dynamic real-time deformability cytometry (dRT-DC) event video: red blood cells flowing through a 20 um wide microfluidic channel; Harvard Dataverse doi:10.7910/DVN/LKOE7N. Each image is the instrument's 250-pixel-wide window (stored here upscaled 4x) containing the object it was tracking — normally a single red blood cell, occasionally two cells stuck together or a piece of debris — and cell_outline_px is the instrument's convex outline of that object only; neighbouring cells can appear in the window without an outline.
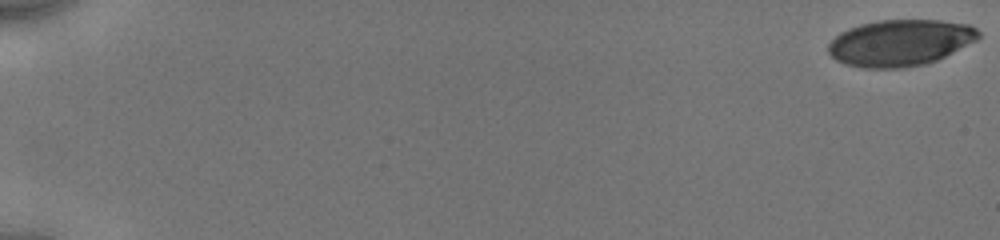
{"species": "human", "species_latin": "Homo sapiens", "temperature_condition": "cold", "stored_images_in_passage": 39, "camera_frame_rate_fps": 3000, "um_per_image_px": 0.085, "donor": {"sex": "male"}, "frame": {"image": 1, "passage_image": 1, "time_ms": 0.0, "image_size_px": [1000, 240], "cell_outline_px": [[980, 36], [976, 40], [928, 64], [900, 68], [860, 68], [844, 64], [836, 60], [828, 52], [828, 44], [840, 32], [848, 28], [860, 24], [880, 20], [940, 20], [968, 24], [976, 28], [980, 32]], "centroid_in_image_um": [76.49, 3.64], "position_along_channel_um": 8.5, "area_um2": 40.63}}
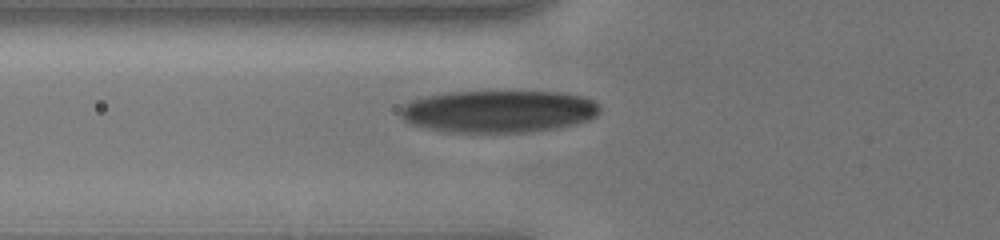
{"frame": {"image": 2, "passage_image": 29, "time_ms": 7.0, "image_size_px": [1000, 240], "cell_outline_px": [[600, 112], [596, 116], [588, 120], [576, 124], [560, 128], [528, 132], [448, 132], [428, 128], [412, 124], [404, 120], [400, 116], [400, 108], [404, 104], [412, 100], [428, 96], [448, 92], [496, 88], [560, 92], [584, 96], [600, 104]], "centroid_in_image_um": [42.43, 9.41], "position_along_channel_um": 83.4, "area_um2": 50.86}}
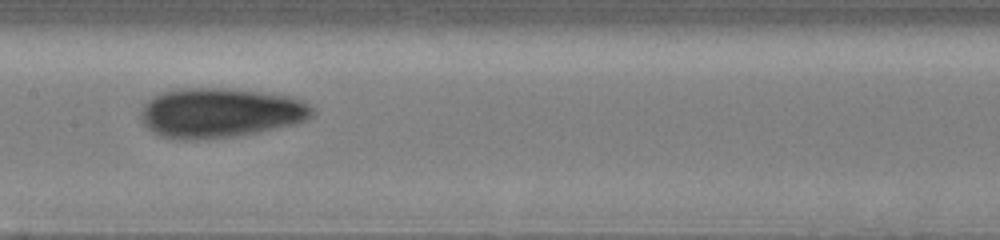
{"frame": {"image": 3, "passage_image": 38, "time_ms": 9.667, "image_size_px": [1000, 240], "cell_outline_px": [[316, 112], [308, 120], [296, 124], [260, 132], [236, 136], [196, 140], [180, 140], [160, 136], [152, 132], [140, 120], [140, 112], [144, 104], [152, 96], [164, 92], [180, 88], [228, 88], [296, 96], [316, 108]], "centroid_in_image_um": [18.77, 9.59], "position_along_channel_um": 188.6, "area_um2": 50.58}}